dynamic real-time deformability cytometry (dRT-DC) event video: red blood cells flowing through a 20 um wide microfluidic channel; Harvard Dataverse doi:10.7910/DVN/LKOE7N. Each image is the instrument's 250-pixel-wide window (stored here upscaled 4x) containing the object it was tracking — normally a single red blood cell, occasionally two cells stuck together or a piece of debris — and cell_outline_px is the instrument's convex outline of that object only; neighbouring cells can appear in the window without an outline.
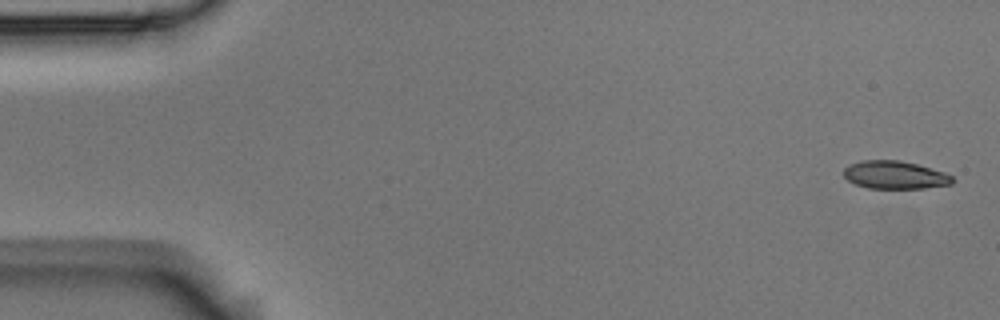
{"species": "Egyptian fruit bat (a non-hibernating species)", "species_latin": "Rousettus aegyptiacus", "temperature_condition": "room temperature", "stored_images_in_passage": 5, "segment_of_instrument_passage": [1, 2], "camera_frame_rate_fps": 3000, "um_per_image_px": 0.085, "animal": {"sex": "male"}, "frame": {"image": 1, "passage_image": 1, "time_ms": 0.0, "image_size_px": [1000, 320], "cell_outline_px": [[952, 184], [924, 188], [868, 188], [856, 184], [848, 180], [844, 176], [844, 168], [848, 164], [860, 160], [900, 160], [916, 164], [944, 172], [952, 176]], "centroid_in_image_um": [76.03, 14.86], "position_along_channel_um": 9.0, "area_um2": 17.63}}
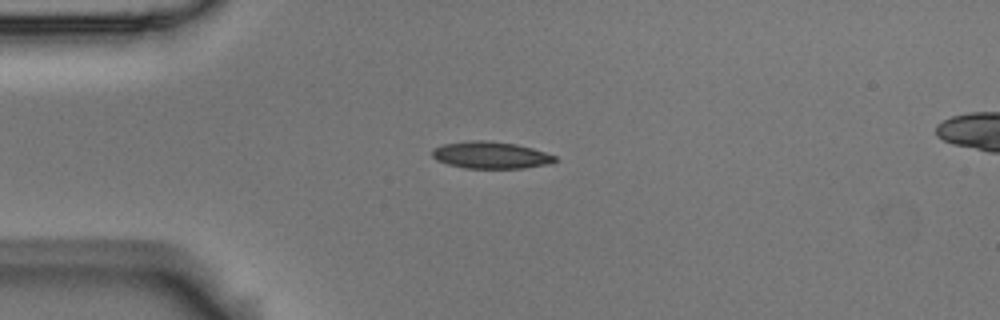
{"frame": {"image": 2, "passage_image": 4, "time_ms": 1.0, "image_size_px": [1000, 320], "cell_outline_px": [[556, 160], [552, 164], [524, 168], [464, 168], [448, 164], [436, 160], [432, 156], [432, 148], [444, 144], [472, 140], [484, 140], [516, 144], [532, 148], [556, 156]], "centroid_in_image_um": [41.71, 13.19], "position_along_channel_um": 43.3, "area_um2": 19.31}}